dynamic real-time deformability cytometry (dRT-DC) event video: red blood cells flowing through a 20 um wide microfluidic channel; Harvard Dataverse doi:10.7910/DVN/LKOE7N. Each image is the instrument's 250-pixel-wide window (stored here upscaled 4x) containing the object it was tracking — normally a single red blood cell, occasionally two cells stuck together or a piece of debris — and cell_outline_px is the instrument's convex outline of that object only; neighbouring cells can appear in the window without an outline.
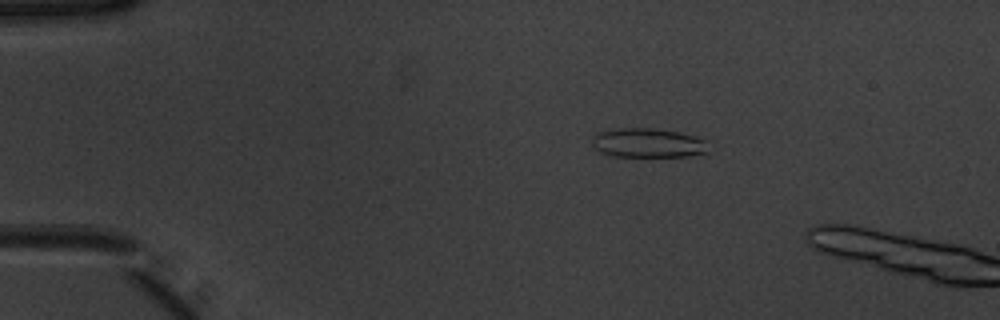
{"species": "common noctule bat (a hibernating species)", "species_latin": "Nyctalus noctula", "temperature_condition": "warm", "stored_images_in_passage": 12, "camera_frame_rate_fps": 3000, "um_per_image_px": 0.085, "animal": {"sex": "male", "body_mass_g": 20.1, "forearm_length_mm": 53.5}, "frame": {"image": 1, "passage_image": 9, "time_ms": 2.667, "image_size_px": [1000, 320], "cell_outline_px": [[712, 140], [708, 152], [688, 156], [612, 156], [600, 152], [592, 144], [592, 136], [596, 132], [620, 128], [652, 128], [676, 132]], "centroid_in_image_um": [55.13, 12.15], "position_along_channel_um": 29.9, "area_um2": 20.11}}